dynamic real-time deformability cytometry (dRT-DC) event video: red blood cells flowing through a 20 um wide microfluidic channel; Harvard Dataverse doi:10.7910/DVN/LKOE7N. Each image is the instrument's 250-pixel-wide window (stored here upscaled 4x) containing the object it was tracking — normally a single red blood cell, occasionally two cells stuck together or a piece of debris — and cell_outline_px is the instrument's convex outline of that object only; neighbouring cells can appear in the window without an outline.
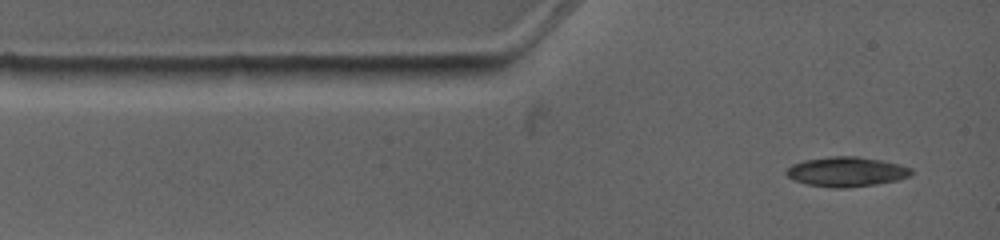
{"species": "common noctule bat (a hibernating species)", "species_latin": "Nyctalus noctula", "temperature_condition": "warm", "stored_images_in_passage": 3, "camera_frame_rate_fps": 4500, "um_per_image_px": 0.085, "animal": {"sex": "female", "body_mass_g": 19.0, "forearm_length_mm": 53.3}, "frame": {"image": 1, "passage_image": 1, "time_ms": 0.0, "image_size_px": [1000, 240], "cell_outline_px": [[912, 172], [908, 176], [896, 180], [876, 184], [844, 188], [836, 188], [808, 184], [796, 180], [788, 176], [784, 172], [792, 164], [804, 160], [832, 156], [856, 156], [880, 160], [912, 168]], "centroid_in_image_um": [71.92, 14.59], "position_along_channel_um": 13.1, "area_um2": 21.27}}
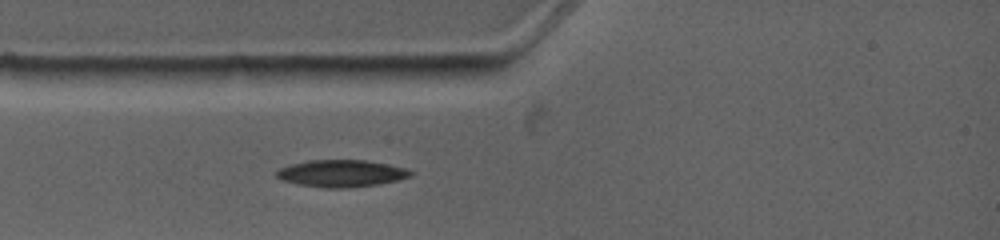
{"frame": {"image": 2, "passage_image": 3, "time_ms": 1.778, "image_size_px": [1000, 240], "cell_outline_px": [[412, 176], [380, 184], [348, 188], [324, 188], [300, 184], [280, 180], [276, 176], [276, 172], [280, 168], [288, 164], [308, 160], [368, 160], [388, 164], [404, 168], [412, 172]], "centroid_in_image_um": [28.98, 14.73], "position_along_channel_um": 56.0, "area_um2": 21.21}}